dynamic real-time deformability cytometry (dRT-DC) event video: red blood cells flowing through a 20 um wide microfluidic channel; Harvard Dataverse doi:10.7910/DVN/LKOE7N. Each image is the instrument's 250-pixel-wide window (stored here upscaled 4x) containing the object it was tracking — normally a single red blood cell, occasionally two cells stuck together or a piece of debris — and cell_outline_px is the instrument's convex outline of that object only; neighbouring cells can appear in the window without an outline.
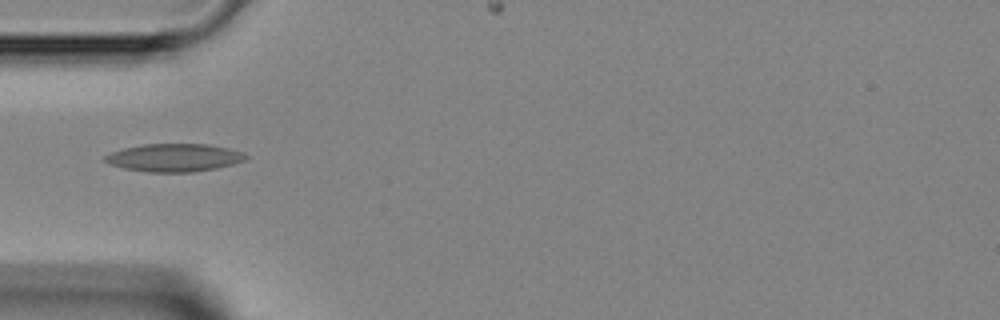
{"species": "Egyptian fruit bat (a non-hibernating species)", "species_latin": "Rousettus aegyptiacus", "temperature_condition": "room temperature", "stored_images_in_passage": 1, "camera_frame_rate_fps": 3000, "um_per_image_px": 0.085, "animal": {"sex": "female"}, "frame": {"image": 1, "passage_image": 1, "time_ms": 0.0, "image_size_px": [1000, 320], "cell_outline_px": [[248, 156], [244, 160], [232, 164], [216, 168], [196, 172], [148, 172], [124, 168], [112, 164], [104, 160], [104, 156], [112, 152], [124, 148], [144, 144], [208, 144], [228, 148], [244, 152]], "centroid_in_image_um": [14.84, 13.4], "position_along_channel_um": 70.2, "area_um2": 22.77}}